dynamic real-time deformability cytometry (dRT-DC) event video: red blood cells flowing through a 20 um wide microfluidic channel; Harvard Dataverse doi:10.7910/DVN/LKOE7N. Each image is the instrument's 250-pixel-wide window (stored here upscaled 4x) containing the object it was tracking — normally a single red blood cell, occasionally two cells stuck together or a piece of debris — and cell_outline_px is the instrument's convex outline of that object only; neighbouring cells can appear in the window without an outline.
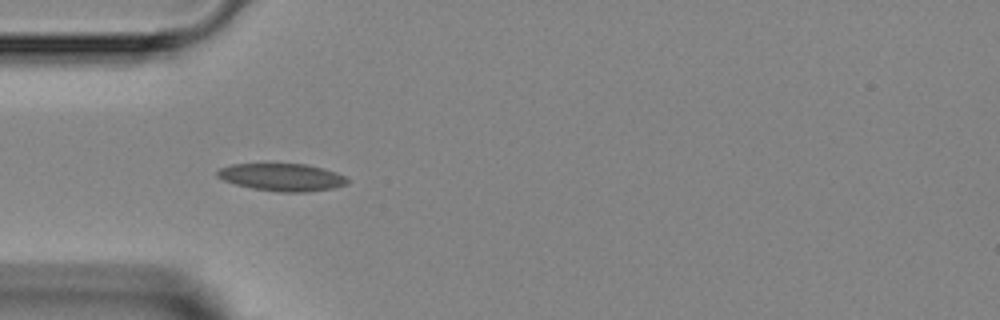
{"species": "Egyptian fruit bat (a non-hibernating species)", "species_latin": "Rousettus aegyptiacus", "temperature_condition": "room temperature", "stored_images_in_passage": 6, "camera_frame_rate_fps": 3000, "um_per_image_px": 0.085, "animal": {"sex": "female"}, "frame": {"image": 1, "passage_image": 4, "time_ms": 4.333, "image_size_px": [1000, 320], "cell_outline_px": [[348, 184], [332, 188], [304, 192], [280, 192], [252, 188], [236, 184], [224, 180], [216, 176], [216, 172], [220, 168], [232, 164], [308, 164], [336, 172], [344, 176], [348, 180]], "centroid_in_image_um": [23.97, 15.06], "position_along_channel_um": 61.0, "area_um2": 20.69}}
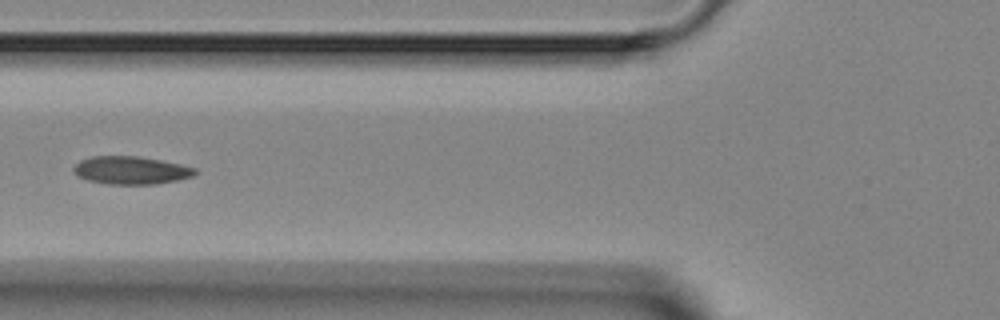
{"frame": {"image": 2, "passage_image": 5, "time_ms": 5.667, "image_size_px": [1000, 320], "cell_outline_px": [[196, 172], [192, 176], [176, 180], [156, 184], [108, 184], [88, 180], [76, 176], [72, 168], [80, 160], [92, 156], [136, 156], [160, 160], [180, 164], [196, 168]], "centroid_in_image_um": [11.09, 14.47], "position_along_channel_um": 114.7, "area_um2": 19.65}}
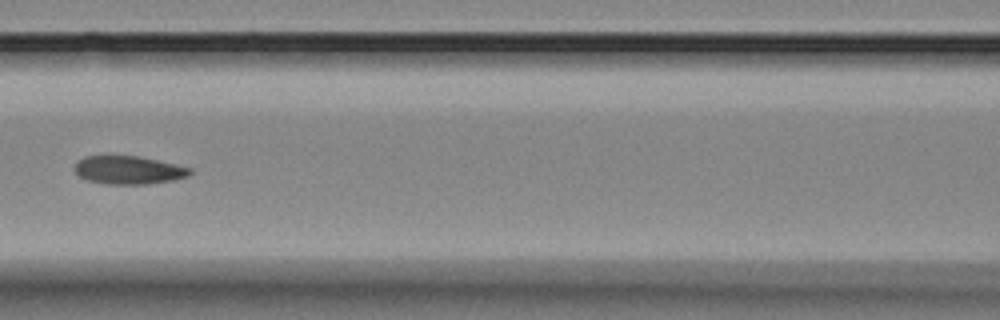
{"frame": {"image": 3, "passage_image": 6, "time_ms": 6.667, "image_size_px": [1000, 320], "cell_outline_px": [[192, 172], [188, 176], [172, 180], [148, 184], [108, 184], [84, 180], [72, 168], [76, 160], [84, 156], [136, 156], [176, 164], [192, 168]], "centroid_in_image_um": [10.88, 14.45], "position_along_channel_um": 155.7, "area_um2": 19.07}}